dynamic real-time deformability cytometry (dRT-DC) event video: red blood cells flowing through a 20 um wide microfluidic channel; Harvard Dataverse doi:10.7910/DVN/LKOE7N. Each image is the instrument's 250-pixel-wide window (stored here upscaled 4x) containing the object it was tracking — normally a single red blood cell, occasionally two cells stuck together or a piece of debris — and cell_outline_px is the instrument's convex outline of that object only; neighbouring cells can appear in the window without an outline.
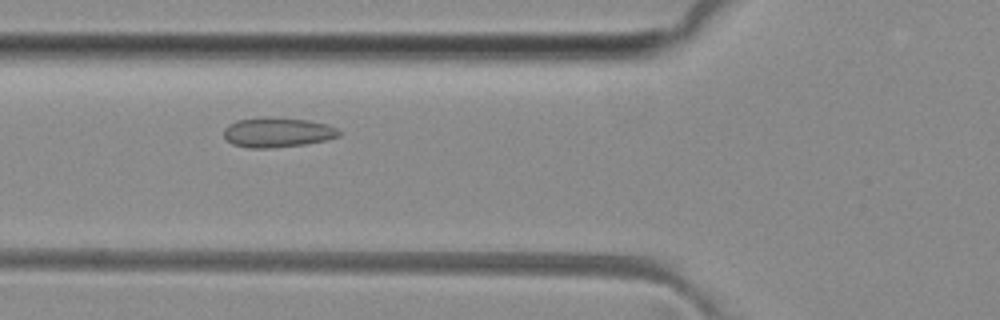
{"species": "common noctule bat (a hibernating species)", "species_latin": "Nyctalus noctula", "temperature_condition": "room temperature", "stored_images_in_passage": 45, "camera_frame_rate_fps": 3000, "um_per_image_px": 0.085, "animal": {"sex": "female", "body_mass_g": 29.2, "forearm_length_mm": 56.3}, "frame": {"image": 1, "passage_image": 13, "time_ms": 4.0, "image_size_px": [1000, 320], "cell_outline_px": [[340, 136], [324, 140], [304, 144], [268, 148], [248, 148], [232, 144], [224, 136], [224, 128], [228, 124], [236, 120], [260, 116], [268, 116], [308, 120], [328, 124], [336, 128], [340, 132]], "centroid_in_image_um": [23.54, 11.23], "position_along_channel_um": 102.3, "area_um2": 20.17}}
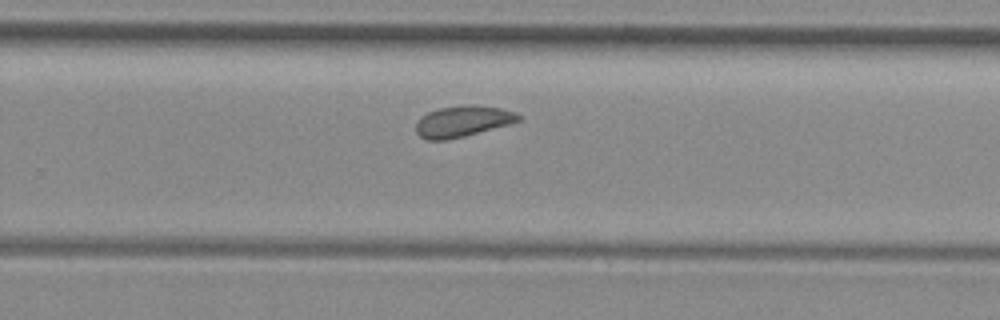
{"frame": {"image": 2, "passage_image": 27, "time_ms": 8.667, "image_size_px": [1000, 320], "cell_outline_px": [[520, 120], [512, 124], [448, 140], [428, 140], [420, 136], [416, 132], [416, 124], [420, 116], [428, 112], [440, 108], [464, 104], [472, 104], [500, 108], [516, 112], [520, 116]], "centroid_in_image_um": [39.33, 10.3], "position_along_channel_um": 290.5, "area_um2": 18.73}}
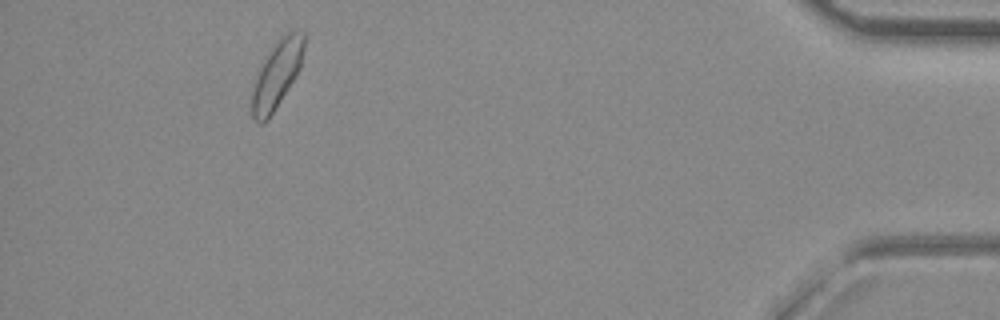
{"frame": {"image": 3, "passage_image": 41, "time_ms": 13.333, "image_size_px": [1000, 320], "cell_outline_px": [[304, 52], [300, 68], [296, 76], [268, 120], [260, 124], [256, 124], [252, 120], [252, 84], [264, 60], [276, 40], [280, 36], [292, 28], [296, 28], [304, 32]], "centroid_in_image_um": [23.54, 6.3], "position_along_channel_um": 411.7, "area_um2": 20.81}, "authors_computed_cell_mechanics": {"area_um2": 19.2474, "velocity_mm_per_s": 4.036, "shape_relaxation_time_tau1_ms": 6.1428, "shape_relaxation_time_tau2_ms": 1.0055, "deformation_change_tau1": 0.0713, "deformation_change_tau2": 0.0494}}